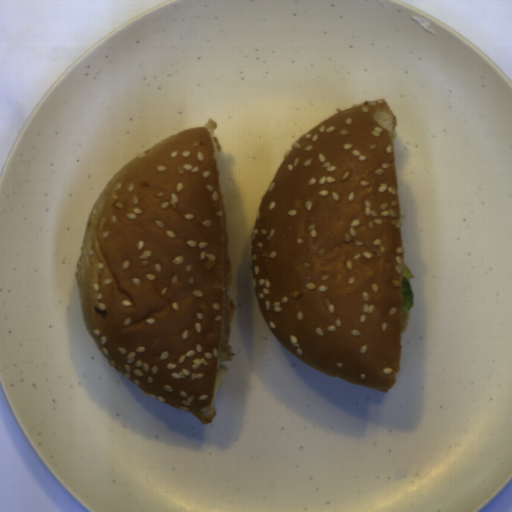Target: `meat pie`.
Listing matches in <instances>:
<instances>
[{"mask_svg": "<svg viewBox=\"0 0 512 512\" xmlns=\"http://www.w3.org/2000/svg\"><path fill=\"white\" fill-rule=\"evenodd\" d=\"M410 320V311L401 314L399 317V325H400V331H405L408 325V322Z\"/></svg>", "mask_w": 512, "mask_h": 512, "instance_id": "3", "label": "meat pie"}, {"mask_svg": "<svg viewBox=\"0 0 512 512\" xmlns=\"http://www.w3.org/2000/svg\"><path fill=\"white\" fill-rule=\"evenodd\" d=\"M235 307L236 305L233 299L226 295L221 337L219 343V363L232 361L235 355L233 347L229 345V339L231 335V324Z\"/></svg>", "mask_w": 512, "mask_h": 512, "instance_id": "1", "label": "meat pie"}, {"mask_svg": "<svg viewBox=\"0 0 512 512\" xmlns=\"http://www.w3.org/2000/svg\"><path fill=\"white\" fill-rule=\"evenodd\" d=\"M229 235L225 237V287L231 286L233 282V273L231 271V260L229 254Z\"/></svg>", "mask_w": 512, "mask_h": 512, "instance_id": "2", "label": "meat pie"}]
</instances>
